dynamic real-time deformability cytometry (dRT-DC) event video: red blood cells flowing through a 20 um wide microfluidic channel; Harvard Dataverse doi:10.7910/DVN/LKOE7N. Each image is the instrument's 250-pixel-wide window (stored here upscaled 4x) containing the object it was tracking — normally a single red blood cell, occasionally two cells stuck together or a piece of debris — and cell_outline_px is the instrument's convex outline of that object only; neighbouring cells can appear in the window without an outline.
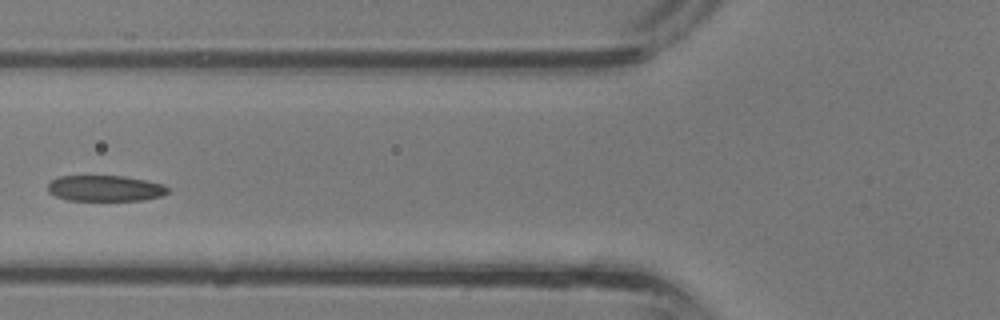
{"species": "common noctule bat (a hibernating species)", "species_latin": "Nyctalus noctula", "temperature_condition": "room temperature", "stored_images_in_passage": 29, "camera_frame_rate_fps": 3000, "um_per_image_px": 0.085, "animal": {"sex": "male", "body_mass_g": 13.3}, "frame": {"image": 1, "passage_image": 12, "time_ms": 3.667, "image_size_px": [1000, 320], "cell_outline_px": [[168, 192], [160, 196], [144, 200], [68, 200], [56, 196], [48, 192], [48, 184], [52, 180], [60, 176], [124, 176], [164, 184], [168, 188]], "centroid_in_image_um": [8.93, 16.0], "position_along_channel_um": 116.9, "area_um2": 17.98}}
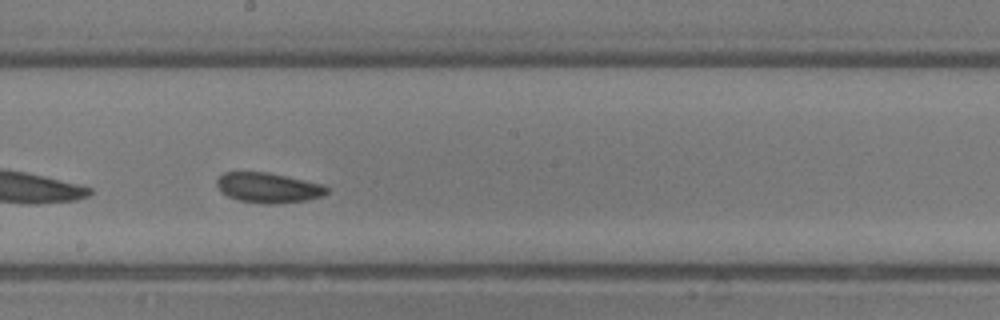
{"frame": {"image": 2, "passage_image": 18, "time_ms": 5.667, "image_size_px": [1000, 320], "cell_outline_px": [[328, 192], [324, 196], [308, 200], [272, 204], [264, 204], [236, 200], [220, 192], [216, 184], [216, 180], [224, 172], [268, 172], [324, 184], [328, 188]], "centroid_in_image_um": [22.81, 15.96], "position_along_channel_um": 225.4, "area_um2": 19.54}}
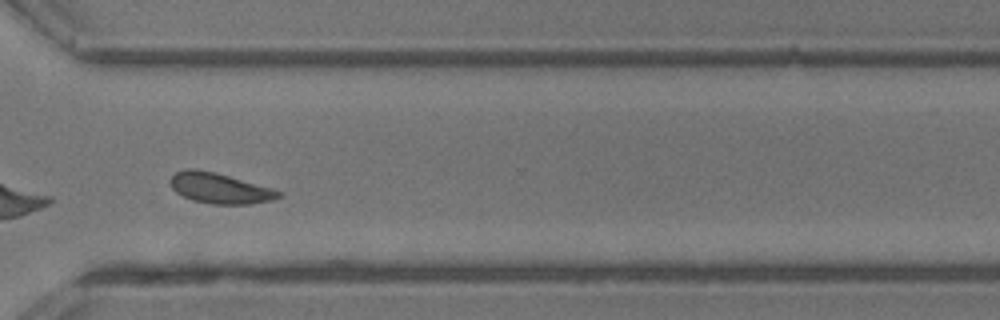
{"frame": {"image": 3, "passage_image": 25, "time_ms": 8.0, "image_size_px": [1000, 320], "cell_outline_px": [[284, 196], [272, 200], [252, 204], [212, 204], [192, 200], [176, 192], [172, 188], [168, 180], [176, 172], [184, 168], [196, 168], [216, 172], [272, 188], [284, 192]], "centroid_in_image_um": [18.69, 15.99], "position_along_channel_um": 351.9, "area_um2": 19.54}}